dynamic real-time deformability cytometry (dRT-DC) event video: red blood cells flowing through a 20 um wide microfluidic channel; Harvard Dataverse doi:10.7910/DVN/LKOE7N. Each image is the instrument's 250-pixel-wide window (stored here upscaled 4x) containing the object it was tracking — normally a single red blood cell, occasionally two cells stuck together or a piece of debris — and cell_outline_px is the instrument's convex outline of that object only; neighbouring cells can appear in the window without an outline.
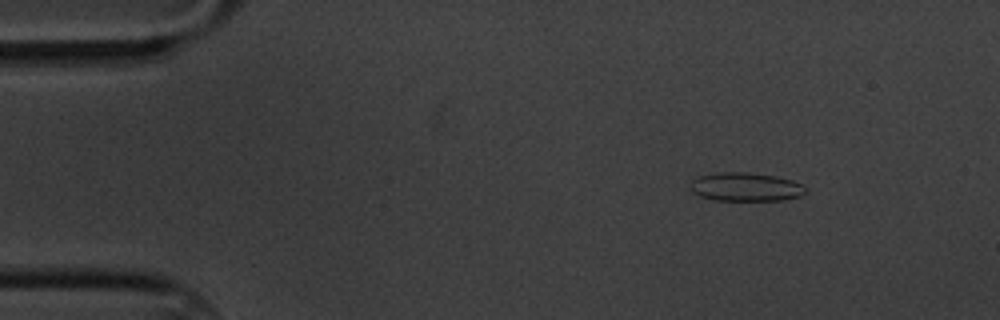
{"species": "common noctule bat (a hibernating species)", "species_latin": "Nyctalus noctula", "temperature_condition": "cold", "stored_images_in_passage": 55, "camera_frame_rate_fps": 3000, "um_per_image_px": 0.085, "animal": {"sex": "male", "body_mass_g": 20.1, "forearm_length_mm": 53.5}, "frame": {"image": 1, "passage_image": 4, "time_ms": 1.0, "image_size_px": [1000, 320], "cell_outline_px": [[808, 192], [800, 196], [784, 200], [716, 200], [700, 196], [692, 192], [688, 188], [692, 180], [700, 176], [716, 172], [748, 172], [776, 176], [792, 180], [804, 184], [808, 188]], "centroid_in_image_um": [63.42, 15.88], "position_along_channel_um": 21.6, "area_um2": 19.54}}
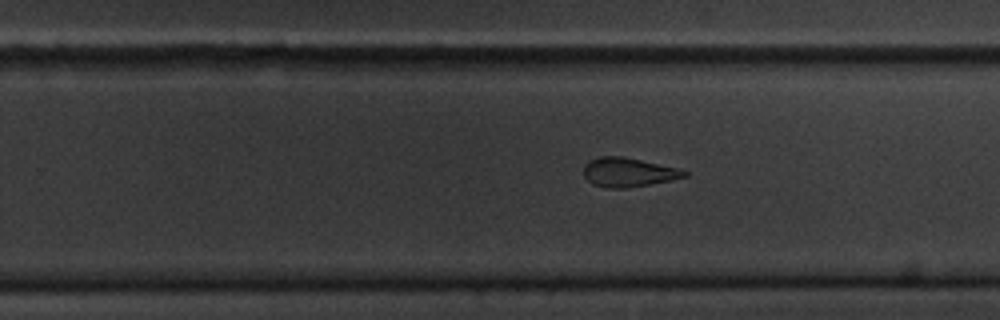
{"frame": {"image": 2, "passage_image": 33, "time_ms": 10.667, "image_size_px": [1000, 320], "cell_outline_px": [[688, 176], [672, 180], [624, 188], [608, 188], [592, 184], [584, 176], [584, 164], [600, 156], [624, 156], [680, 168], [688, 172]], "centroid_in_image_um": [53.43, 14.63], "position_along_channel_um": 276.4, "area_um2": 17.11}}
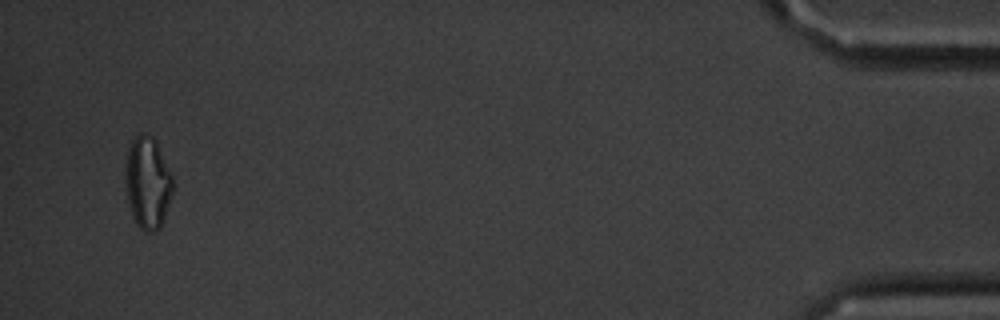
{"frame": {"image": 3, "passage_image": 53, "time_ms": 17.333, "image_size_px": [1000, 320], "cell_outline_px": [[172, 192], [164, 220], [160, 228], [152, 232], [144, 232], [136, 224], [132, 216], [128, 200], [124, 180], [124, 168], [128, 148], [132, 140], [140, 132], [144, 132], [152, 136], [156, 140], [172, 176]], "centroid_in_image_um": [12.52, 15.52], "position_along_channel_um": 422.7, "area_um2": 25.72}, "authors_computed_cell_mechanics": {"area_um2": 18.4382, "velocity_mm_per_s": 3.3968, "shape_relaxation_time_tau1_ms": 7.1166, "shape_relaxation_time_tau2_ms": 2.6, "deformation_change_tau1": 0.125, "deformation_change_tau2": 0.0842}}